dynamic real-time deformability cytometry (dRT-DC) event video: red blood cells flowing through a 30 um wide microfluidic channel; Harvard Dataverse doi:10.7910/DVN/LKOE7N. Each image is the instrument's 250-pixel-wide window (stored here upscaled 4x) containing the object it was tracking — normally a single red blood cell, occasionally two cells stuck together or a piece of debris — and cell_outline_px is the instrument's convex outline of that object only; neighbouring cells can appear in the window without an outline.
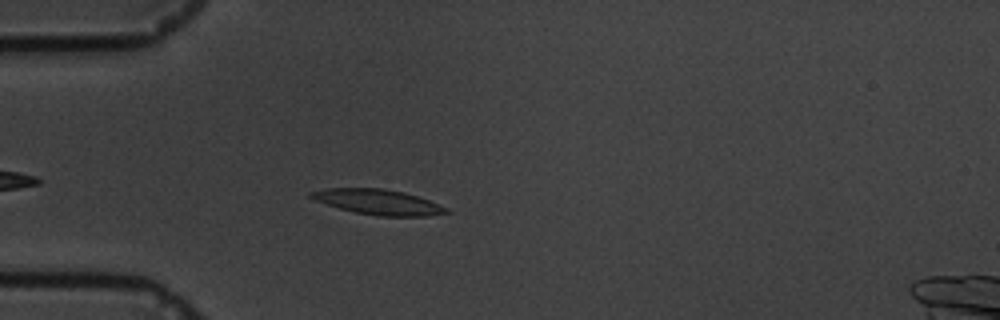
{"species": "common noctule bat (a hibernating species)", "species_latin": "Nyctalus noctula", "temperature_condition": "cold", "stored_images_in_passage": 46, "camera_frame_rate_fps": 3000, "um_per_image_px": 0.085, "animal": {"sex": "male", "body_mass_g": 19.5, "forearm_length_mm": 54.6}, "frame": {"image": 1, "passage_image": 6, "time_ms": 1.667, "image_size_px": [1000, 320], "cell_outline_px": [[452, 212], [428, 216], [380, 216], [356, 212], [340, 208], [316, 200], [308, 196], [308, 192], [328, 188], [380, 188], [404, 192], [428, 200], [448, 208]], "centroid_in_image_um": [32.16, 17.17], "position_along_channel_um": 52.8, "area_um2": 19.65}}
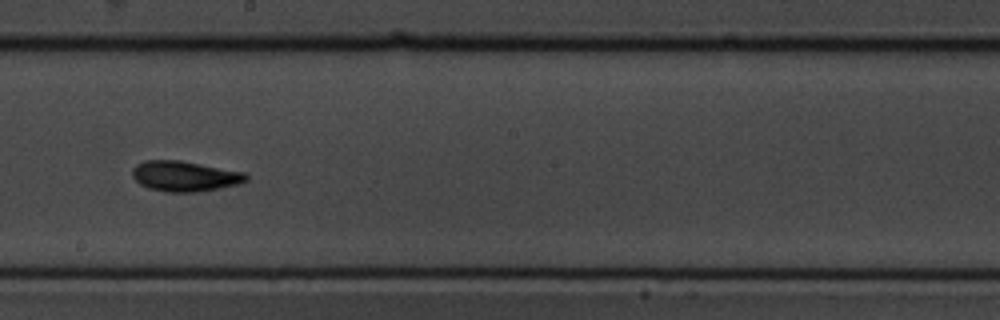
{"frame": {"image": 2, "passage_image": 23, "time_ms": 7.333, "image_size_px": [1000, 320], "cell_outline_px": [[248, 180], [240, 184], [220, 188], [196, 192], [168, 192], [148, 188], [140, 184], [132, 176], [132, 168], [136, 164], [144, 160], [180, 160], [244, 172], [248, 176]], "centroid_in_image_um": [15.7, 14.97], "position_along_channel_um": 232.5, "area_um2": 20.23}}
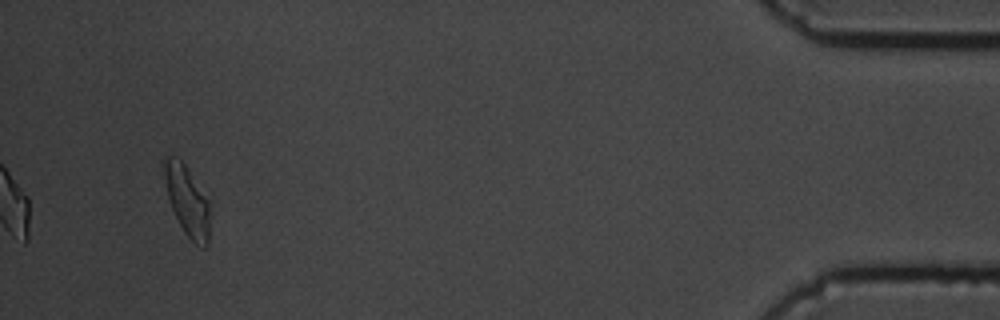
{"frame": {"image": 3, "passage_image": 46, "time_ms": 15.0, "image_size_px": [1000, 320], "cell_outline_px": [[208, 244], [204, 248], [196, 244], [184, 232], [172, 208], [168, 196], [164, 176], [164, 156], [176, 156], [184, 164], [208, 200]], "centroid_in_image_um": [15.89, 17.05], "position_along_channel_um": 419.3, "area_um2": 17.92}, "authors_computed_cell_mechanics": {"area_um2": 18.8428, "velocity_mm_per_s": 3.3454, "shape_relaxation_time_tau1_ms": 3.3449, "shape_relaxation_time_tau2_ms": 5.2468, "deformation_change_tau1": 0.1318, "deformation_change_tau2": 0.1017}}